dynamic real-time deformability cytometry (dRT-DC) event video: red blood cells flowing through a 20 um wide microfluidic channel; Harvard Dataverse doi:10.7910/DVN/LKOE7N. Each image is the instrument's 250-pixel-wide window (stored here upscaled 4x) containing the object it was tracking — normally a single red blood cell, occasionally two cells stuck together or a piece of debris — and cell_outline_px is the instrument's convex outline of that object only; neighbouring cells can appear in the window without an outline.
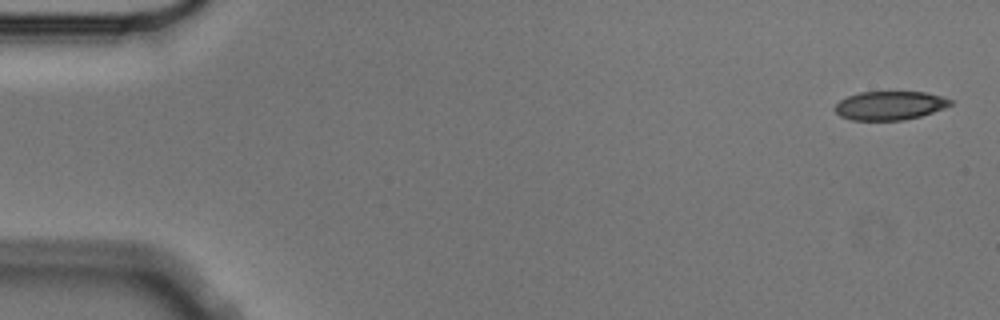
{"species": "Egyptian fruit bat (a non-hibernating species)", "species_latin": "Rousettus aegyptiacus", "temperature_condition": "cold", "stored_images_in_passage": 5, "camera_frame_rate_fps": 3000, "um_per_image_px": 0.085, "animal": {"sex": "male"}, "frame": {"image": 1, "passage_image": 1, "time_ms": 0.0, "image_size_px": [1000, 320], "cell_outline_px": [[952, 104], [944, 108], [920, 116], [904, 120], [852, 120], [840, 116], [832, 108], [840, 100], [848, 96], [860, 92], [924, 92], [940, 96], [952, 100]], "centroid_in_image_um": [75.6, 8.97], "position_along_channel_um": 9.4, "area_um2": 19.25}}
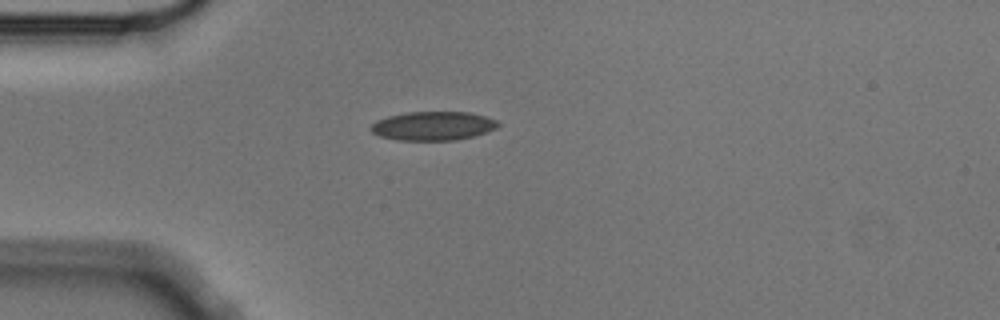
{"frame": {"image": 2, "passage_image": 4, "time_ms": 1.0, "image_size_px": [1000, 320], "cell_outline_px": [[500, 124], [496, 128], [488, 132], [456, 140], [400, 140], [380, 136], [372, 132], [372, 124], [376, 120], [388, 116], [408, 112], [468, 112], [484, 116], [496, 120]], "centroid_in_image_um": [36.83, 10.7], "position_along_channel_um": 48.2, "area_um2": 21.21}}